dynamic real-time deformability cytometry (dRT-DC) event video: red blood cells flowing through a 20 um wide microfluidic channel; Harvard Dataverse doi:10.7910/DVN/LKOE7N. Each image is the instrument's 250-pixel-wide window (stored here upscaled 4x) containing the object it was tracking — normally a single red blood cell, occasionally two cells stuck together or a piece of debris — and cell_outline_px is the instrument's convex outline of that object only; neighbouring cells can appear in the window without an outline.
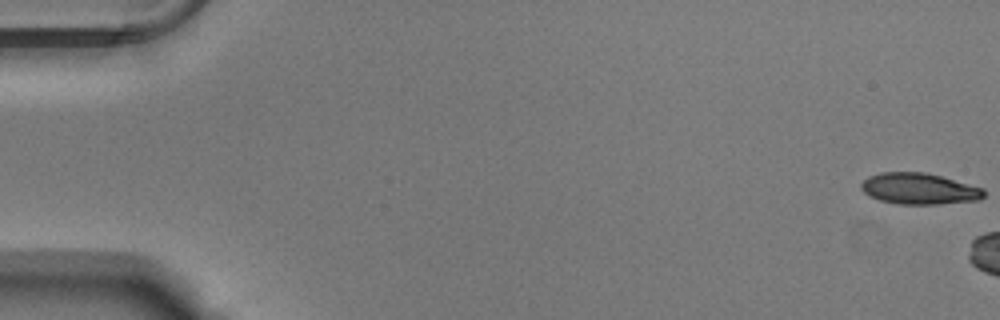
{"species": "Egyptian fruit bat (a non-hibernating species)", "species_latin": "Rousettus aegyptiacus", "temperature_condition": "warm", "stored_images_in_passage": 6, "camera_frame_rate_fps": 3000, "um_per_image_px": 0.085, "animal": {"sex": "male"}, "frame": {"image": 1, "passage_image": 1, "time_ms": 0.0, "image_size_px": [1000, 320], "cell_outline_px": [[984, 196], [980, 200], [940, 204], [896, 204], [880, 200], [868, 196], [860, 188], [860, 184], [868, 176], [880, 172], [924, 172], [940, 176], [984, 188]], "centroid_in_image_um": [78.1, 16.04], "position_along_channel_um": 6.9, "area_um2": 22.43}}